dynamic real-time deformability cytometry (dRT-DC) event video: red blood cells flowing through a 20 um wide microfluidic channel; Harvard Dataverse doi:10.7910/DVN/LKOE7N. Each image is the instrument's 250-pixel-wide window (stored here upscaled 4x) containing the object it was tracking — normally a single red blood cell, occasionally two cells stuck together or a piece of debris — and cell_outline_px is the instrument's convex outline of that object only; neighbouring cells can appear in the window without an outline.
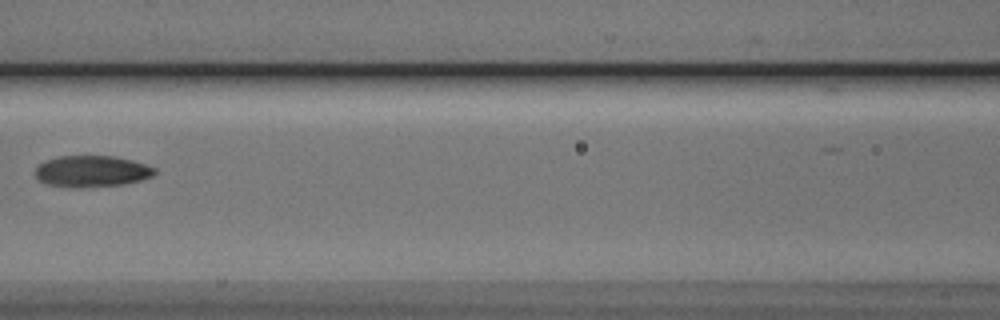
{"species": "Egyptian fruit bat (a non-hibernating species)", "species_latin": "Rousettus aegyptiacus", "temperature_condition": "cold", "stored_images_in_passage": 4, "camera_frame_rate_fps": 3000, "um_per_image_px": 0.085, "animal": {"sex": "male"}, "frame": {"image": 1, "passage_image": 4, "time_ms": 1.0, "image_size_px": [1000, 320], "cell_outline_px": [[156, 172], [152, 176], [140, 180], [120, 184], [48, 184], [40, 180], [36, 176], [36, 168], [44, 160], [60, 156], [116, 156], [132, 160], [156, 168]], "centroid_in_image_um": [7.84, 14.49], "position_along_channel_um": 158.8, "area_um2": 20.58}}